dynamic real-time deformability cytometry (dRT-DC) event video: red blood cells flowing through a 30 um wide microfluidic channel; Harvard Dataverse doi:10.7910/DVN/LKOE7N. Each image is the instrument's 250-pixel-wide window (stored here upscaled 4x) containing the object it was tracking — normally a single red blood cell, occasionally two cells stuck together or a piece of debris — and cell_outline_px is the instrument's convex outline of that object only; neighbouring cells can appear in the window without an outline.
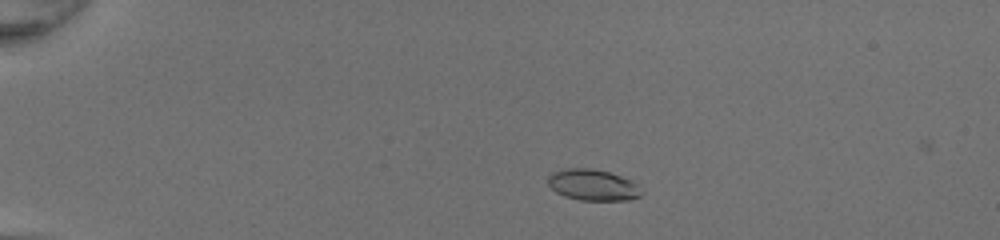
{"species": "common noctule bat (a hibernating species)", "species_latin": "Nyctalus noctula", "temperature_condition": "room temperature", "stored_images_in_passage": 47, "camera_frame_rate_fps": 3000, "um_per_image_px": 0.085, "animal": {"sex": "female", "body_mass_g": 20.0, "forearm_length_mm": 54.0}, "frame": {"image": 1, "passage_image": 9, "time_ms": 2.667, "image_size_px": [1000, 240], "cell_outline_px": [[644, 192], [640, 196], [632, 200], [580, 200], [564, 196], [556, 192], [548, 184], [548, 176], [552, 172], [568, 168], [592, 168], [608, 172], [632, 180], [640, 184]], "centroid_in_image_um": [50.45, 15.73], "position_along_channel_um": 34.6, "area_um2": 17.22}}
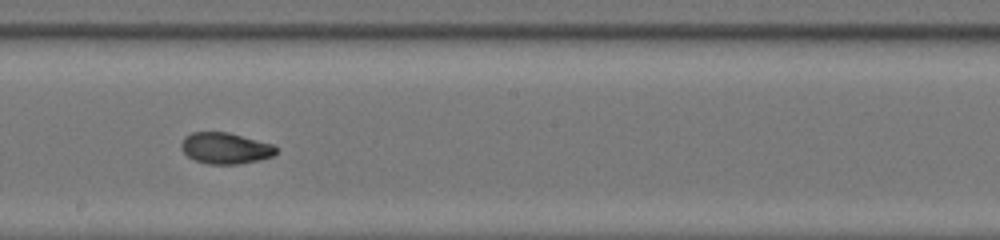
{"frame": {"image": 2, "passage_image": 28, "time_ms": 9.0, "image_size_px": [1000, 240], "cell_outline_px": [[276, 152], [272, 156], [260, 160], [240, 164], [208, 164], [196, 160], [188, 156], [180, 148], [180, 144], [184, 136], [192, 132], [228, 132], [272, 144], [276, 148]], "centroid_in_image_um": [19.13, 12.59], "position_along_channel_um": 229.1, "area_um2": 17.22}}
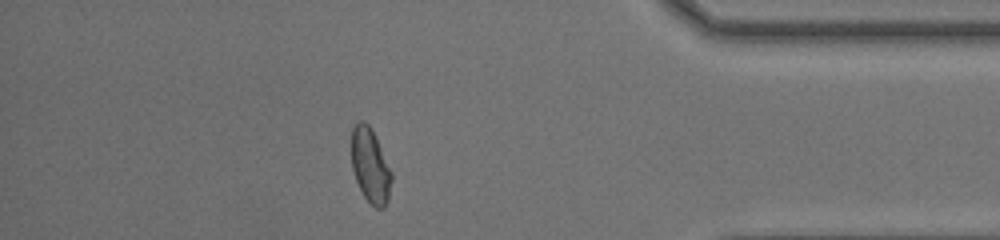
{"frame": {"image": 3, "passage_image": 42, "time_ms": 13.667, "image_size_px": [1000, 240], "cell_outline_px": [[392, 180], [388, 200], [384, 208], [376, 208], [364, 196], [356, 180], [352, 168], [352, 128], [356, 120], [364, 120], [368, 124], [392, 172]], "centroid_in_image_um": [31.47, 14.08], "position_along_channel_um": 403.7, "area_um2": 17.11}, "authors_computed_cell_mechanics": {"area_um2": 17.5134, "velocity_mm_per_s": 4.3235, "shape_relaxation_time_tau1_ms": 8.3509, "shape_relaxation_time_tau2_ms": 1.8342, "deformation_change_tau1": 0.2529, "deformation_change_tau2": 0.0611}}